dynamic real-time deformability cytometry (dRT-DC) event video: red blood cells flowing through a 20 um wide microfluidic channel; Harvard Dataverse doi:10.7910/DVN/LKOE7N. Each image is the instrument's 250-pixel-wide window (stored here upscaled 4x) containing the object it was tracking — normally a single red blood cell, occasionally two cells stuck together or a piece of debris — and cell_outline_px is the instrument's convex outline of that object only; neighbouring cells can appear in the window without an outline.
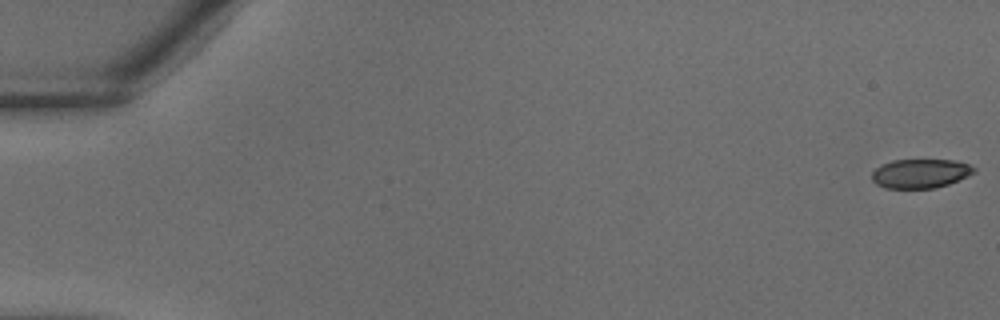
{"species": "common noctule bat (a hibernating species)", "species_latin": "Nyctalus noctula", "temperature_condition": "warm", "stored_images_in_passage": 38, "camera_frame_rate_fps": 3000, "um_per_image_px": 0.085, "animal": {"sex": "male", "body_mass_g": 18.8}, "frame": {"image": 1, "passage_image": 1, "time_ms": 0.0, "image_size_px": [1000, 320], "cell_outline_px": [[976, 172], [968, 176], [948, 184], [932, 188], [884, 188], [876, 184], [872, 180], [872, 172], [876, 168], [892, 160], [952, 160], [968, 164], [976, 168]], "centroid_in_image_um": [78.23, 14.75], "position_along_channel_um": 6.8, "area_um2": 17.22}}
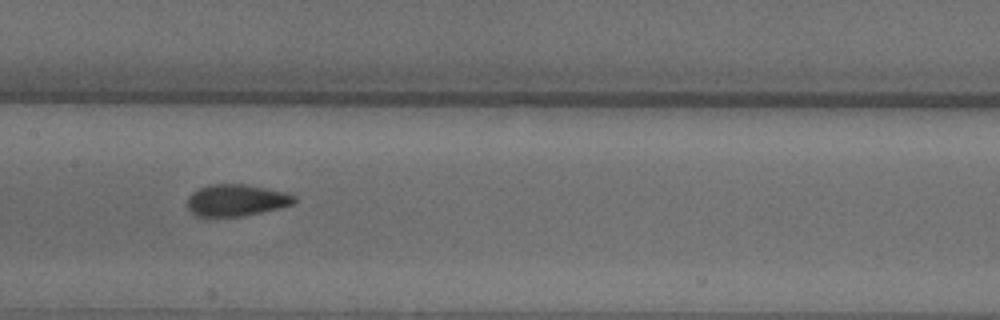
{"frame": {"image": 2, "passage_image": 20, "time_ms": 6.333, "image_size_px": [1000, 320], "cell_outline_px": [[296, 200], [292, 204], [280, 208], [244, 216], [196, 216], [188, 208], [188, 196], [192, 192], [200, 188], [212, 184], [244, 184], [284, 192], [296, 196]], "centroid_in_image_um": [20.08, 17.02], "position_along_channel_um": 187.3, "area_um2": 19.59}}
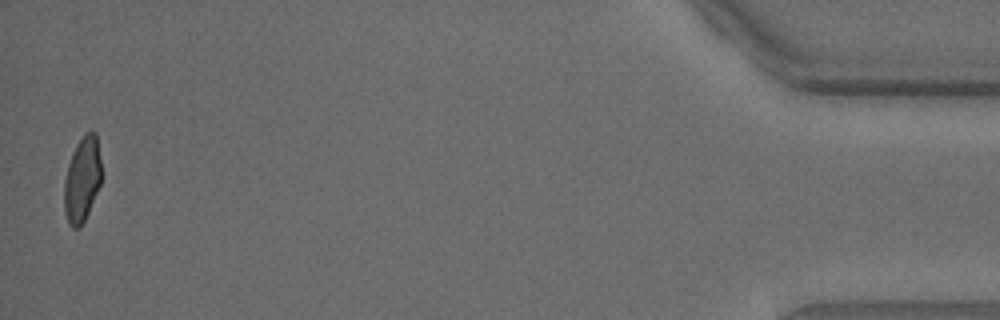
{"frame": {"image": 3, "passage_image": 38, "time_ms": 12.333, "image_size_px": [1000, 320], "cell_outline_px": [[100, 184], [88, 212], [80, 228], [72, 228], [68, 224], [64, 208], [64, 184], [68, 164], [72, 152], [76, 144], [92, 128], [96, 132], [100, 160]], "centroid_in_image_um": [6.97, 15.25], "position_along_channel_um": 428.2, "area_um2": 18.26}}